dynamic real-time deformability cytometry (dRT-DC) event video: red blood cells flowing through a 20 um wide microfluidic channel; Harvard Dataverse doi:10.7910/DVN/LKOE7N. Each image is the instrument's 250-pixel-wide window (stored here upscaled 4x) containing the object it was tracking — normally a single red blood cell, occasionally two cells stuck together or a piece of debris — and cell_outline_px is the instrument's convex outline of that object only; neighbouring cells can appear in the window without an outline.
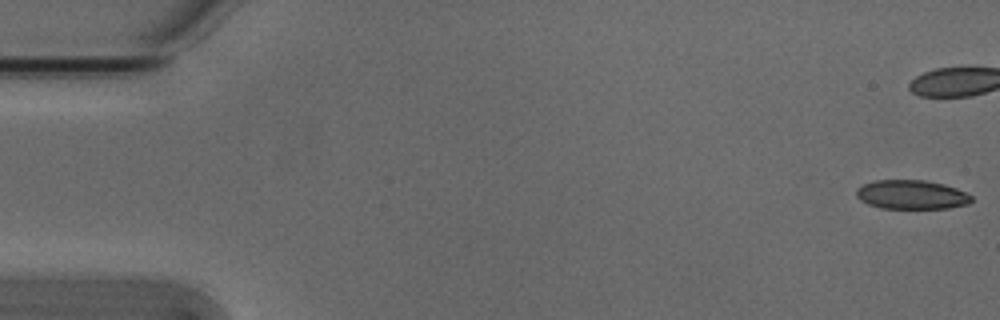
{"species": "Egyptian fruit bat (a non-hibernating species)", "species_latin": "Rousettus aegyptiacus", "temperature_condition": "cold", "stored_images_in_passage": 23, "camera_frame_rate_fps": 3000, "um_per_image_px": 0.085, "animal": {"sex": "male"}, "frame": {"image": 1, "passage_image": 1, "time_ms": 0.0, "image_size_px": [1000, 320], "cell_outline_px": [[972, 200], [968, 204], [948, 208], [880, 208], [868, 204], [860, 200], [856, 196], [856, 188], [864, 184], [876, 180], [924, 180], [944, 184], [956, 188], [972, 196]], "centroid_in_image_um": [77.46, 16.54], "position_along_channel_um": 7.5, "area_um2": 19.48}}